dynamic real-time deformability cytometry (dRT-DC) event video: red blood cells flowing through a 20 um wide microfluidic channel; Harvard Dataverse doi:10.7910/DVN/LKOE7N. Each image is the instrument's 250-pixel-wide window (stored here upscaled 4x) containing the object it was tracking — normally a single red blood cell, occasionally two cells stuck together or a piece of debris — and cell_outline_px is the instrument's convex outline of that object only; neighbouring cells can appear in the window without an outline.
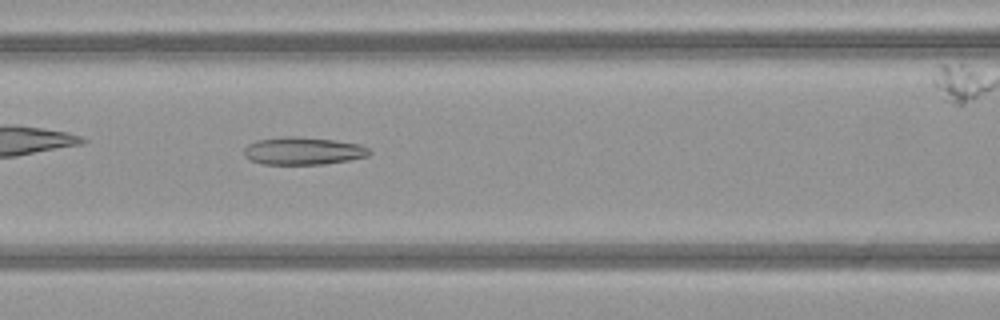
{"species": "common noctule bat (a hibernating species)", "species_latin": "Nyctalus noctula", "temperature_condition": "warm", "stored_images_in_passage": 33, "camera_frame_rate_fps": 3000, "um_per_image_px": 0.085, "animal": {"sex": "female", "body_mass_g": 21.9}, "frame": {"image": 1, "passage_image": 8, "time_ms": 2.333, "image_size_px": [1000, 320], "cell_outline_px": [[372, 152], [368, 156], [348, 160], [324, 164], [260, 164], [248, 160], [244, 156], [244, 148], [248, 144], [256, 140], [284, 136], [296, 136], [336, 140], [360, 144], [368, 148]], "centroid_in_image_um": [25.73, 12.82], "position_along_channel_um": 140.9, "area_um2": 20.4}}
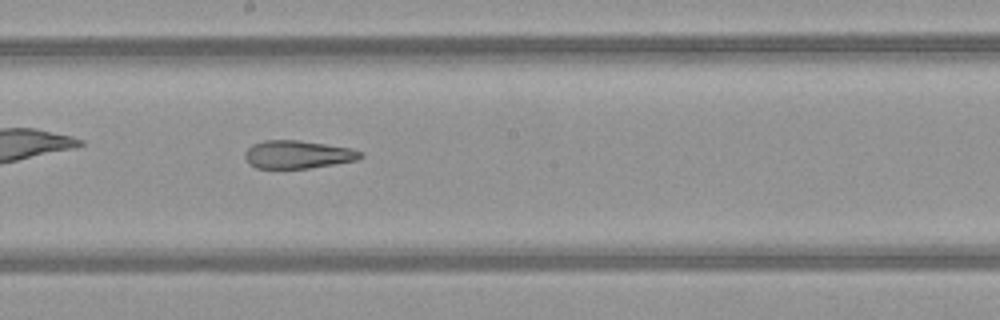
{"frame": {"image": 2, "passage_image": 14, "time_ms": 4.333, "image_size_px": [1000, 320], "cell_outline_px": [[364, 156], [356, 160], [308, 168], [256, 168], [248, 164], [244, 156], [244, 152], [252, 144], [264, 140], [300, 140], [352, 148], [364, 152]], "centroid_in_image_um": [25.3, 13.12], "position_along_channel_um": 222.9, "area_um2": 18.96}}
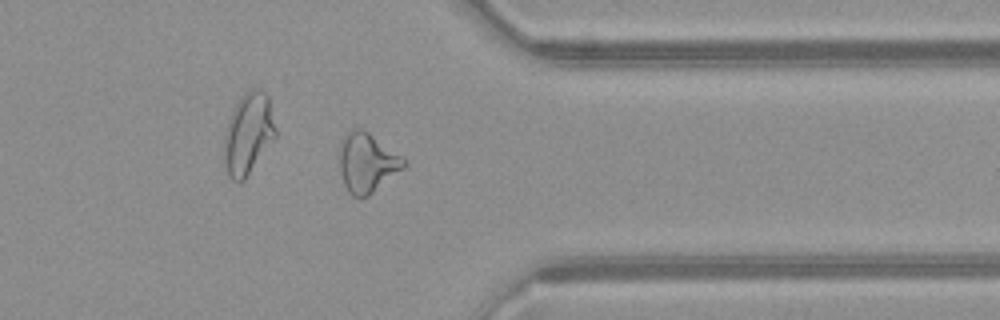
{"frame": {"image": 3, "passage_image": 26, "time_ms": 8.333, "image_size_px": [1000, 320], "cell_outline_px": [[408, 164], [404, 168], [368, 196], [360, 200], [352, 196], [348, 192], [344, 184], [340, 172], [340, 144], [344, 132], [352, 128], [360, 128], [368, 132], [408, 160]], "centroid_in_image_um": [31.2, 13.83], "position_along_channel_um": 380.2, "area_um2": 22.6}}